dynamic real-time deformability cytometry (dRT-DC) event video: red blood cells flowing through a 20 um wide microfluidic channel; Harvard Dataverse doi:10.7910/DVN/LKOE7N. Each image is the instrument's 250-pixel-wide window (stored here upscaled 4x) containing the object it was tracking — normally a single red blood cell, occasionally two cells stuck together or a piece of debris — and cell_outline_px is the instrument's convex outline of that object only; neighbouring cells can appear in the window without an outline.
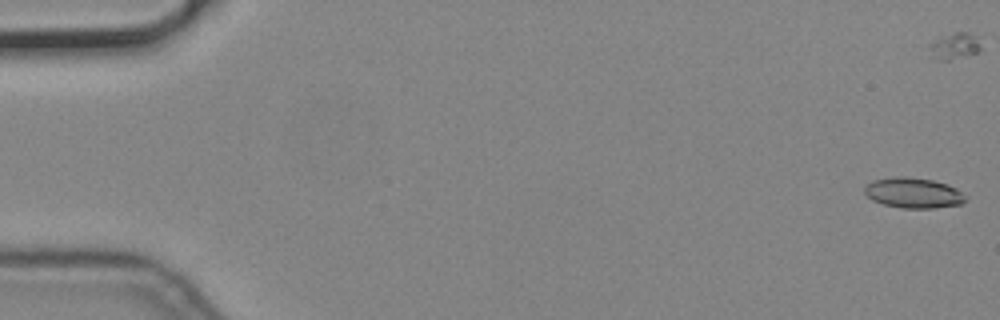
{"species": "common noctule bat (a hibernating species)", "species_latin": "Nyctalus noctula", "temperature_condition": "cold", "stored_images_in_passage": 9, "camera_frame_rate_fps": 3000, "um_per_image_px": 0.085, "animal": {"sex": "male", "body_mass_g": 19.2, "forearm_length_mm": 51.8}, "frame": {"image": 1, "passage_image": 1, "time_ms": 0.0, "image_size_px": [1000, 320], "cell_outline_px": [[968, 196], [960, 204], [936, 208], [900, 208], [884, 204], [872, 200], [864, 192], [864, 188], [872, 180], [892, 176], [908, 176], [932, 180], [948, 184], [956, 188]], "centroid_in_image_um": [77.64, 16.38], "position_along_channel_um": 7.4, "area_um2": 18.03}}
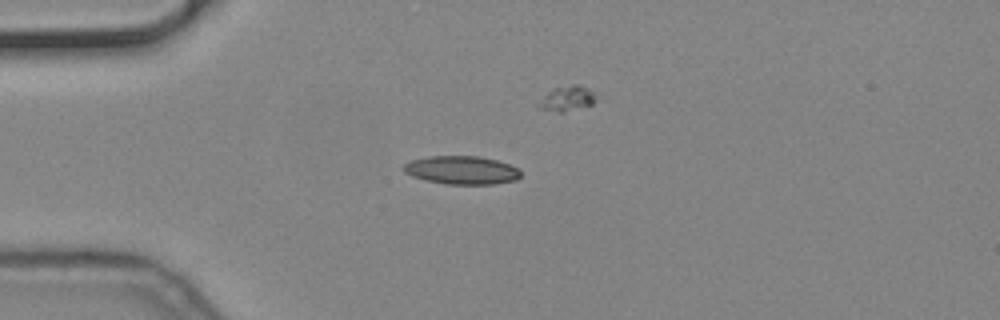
{"frame": {"image": 2, "passage_image": 5, "time_ms": 1.333, "image_size_px": [1000, 320], "cell_outline_px": [[520, 176], [516, 180], [496, 184], [444, 184], [424, 180], [412, 176], [404, 172], [404, 164], [412, 160], [428, 156], [476, 156], [496, 160], [520, 168]], "centroid_in_image_um": [39.25, 14.47], "position_along_channel_um": 45.8, "area_um2": 19.36}}